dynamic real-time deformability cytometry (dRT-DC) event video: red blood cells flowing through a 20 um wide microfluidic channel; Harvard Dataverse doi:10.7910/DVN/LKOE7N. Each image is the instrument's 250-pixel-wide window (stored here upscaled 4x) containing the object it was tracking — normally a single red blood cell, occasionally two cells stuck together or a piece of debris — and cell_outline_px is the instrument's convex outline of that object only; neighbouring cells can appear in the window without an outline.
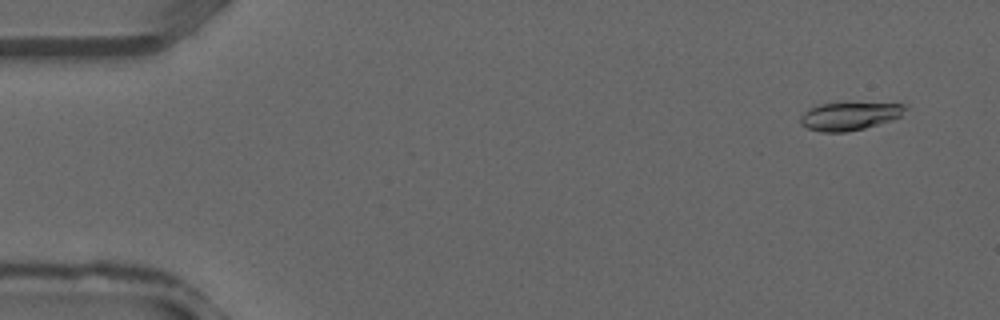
{"species": "common noctule bat (a hibernating species)", "species_latin": "Nyctalus noctula", "temperature_condition": "warm", "stored_images_in_passage": 38, "camera_frame_rate_fps": 3000, "um_per_image_px": 0.085, "animal": {"sex": "male", "forearm_length_mm": 52.5}, "frame": {"image": 1, "passage_image": 3, "time_ms": 0.667, "image_size_px": [1000, 320], "cell_outline_px": [[904, 108], [900, 116], [864, 128], [848, 132], [820, 132], [808, 128], [800, 124], [800, 116], [808, 108], [816, 104], [848, 100], [904, 104]], "centroid_in_image_um": [72.12, 9.81], "position_along_channel_um": 12.9, "area_um2": 17.8}}
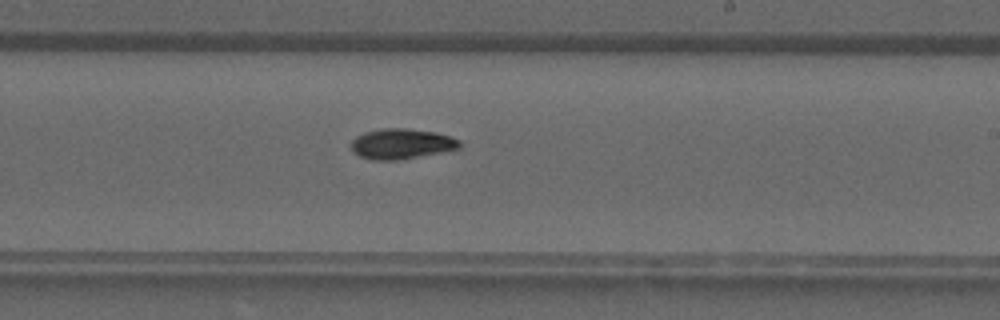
{"frame": {"image": 2, "passage_image": 23, "time_ms": 7.333, "image_size_px": [1000, 320], "cell_outline_px": [[460, 148], [400, 160], [372, 160], [360, 156], [352, 152], [352, 140], [356, 136], [364, 132], [384, 128], [408, 128], [436, 132], [460, 140]], "centroid_in_image_um": [34.1, 12.22], "position_along_channel_um": 254.9, "area_um2": 19.13}}
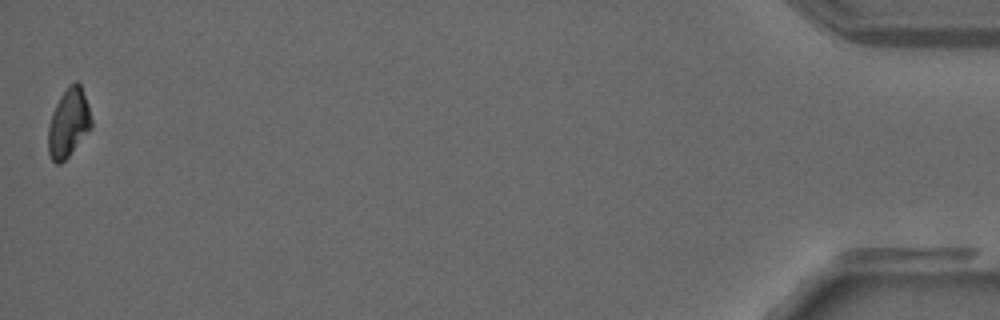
{"frame": {"image": 3, "passage_image": 38, "time_ms": 12.333, "image_size_px": [1000, 320], "cell_outline_px": [[92, 128], [68, 156], [60, 164], [56, 164], [52, 160], [48, 152], [48, 124], [52, 112], [60, 96], [68, 84], [76, 80], [80, 84], [88, 104], [92, 120]], "centroid_in_image_um": [5.82, 10.43], "position_along_channel_um": 429.4, "area_um2": 17.4}}